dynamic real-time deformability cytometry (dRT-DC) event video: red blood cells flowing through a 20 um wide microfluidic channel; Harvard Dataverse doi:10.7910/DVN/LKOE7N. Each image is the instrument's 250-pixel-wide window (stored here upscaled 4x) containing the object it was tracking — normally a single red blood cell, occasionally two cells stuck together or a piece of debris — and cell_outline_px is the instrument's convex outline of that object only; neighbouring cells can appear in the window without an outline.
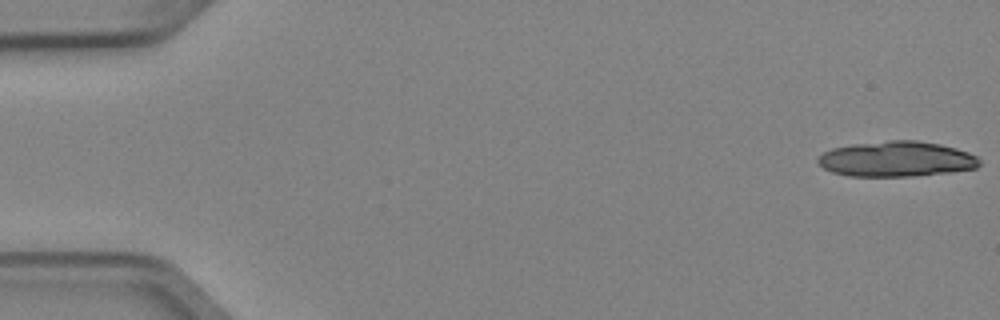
{"species": "Egyptian fruit bat (a non-hibernating species)", "species_latin": "Rousettus aegyptiacus", "temperature_condition": "cold", "stored_images_in_passage": 6, "segment_of_instrument_passage": [1, 2], "camera_frame_rate_fps": 3000, "um_per_image_px": 0.085, "animal": {"sex": "female"}, "frame": {"image": 1, "passage_image": 1, "time_ms": 0.0, "image_size_px": [1000, 320], "cell_outline_px": [[980, 164], [976, 168], [952, 172], [912, 176], [848, 176], [832, 172], [824, 168], [816, 160], [824, 152], [832, 148], [852, 144], [888, 140], [916, 140], [940, 144], [956, 148], [968, 152], [976, 156], [980, 160]], "centroid_in_image_um": [76.21, 13.51], "position_along_channel_um": 8.8, "area_um2": 33.35}}